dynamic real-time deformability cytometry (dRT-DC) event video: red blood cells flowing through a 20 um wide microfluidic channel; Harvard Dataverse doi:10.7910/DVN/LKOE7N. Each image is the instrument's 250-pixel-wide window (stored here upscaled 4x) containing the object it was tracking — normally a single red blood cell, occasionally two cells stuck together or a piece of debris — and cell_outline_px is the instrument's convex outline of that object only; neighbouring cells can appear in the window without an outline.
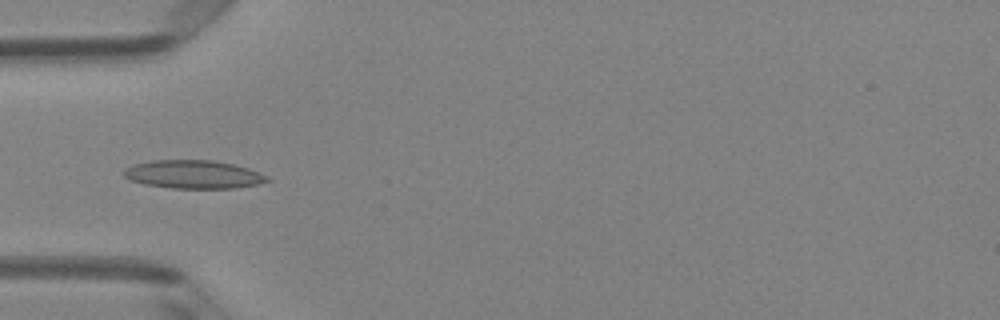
{"species": "Egyptian fruit bat (a non-hibernating species)", "species_latin": "Rousettus aegyptiacus", "temperature_condition": "room temperature", "stored_images_in_passage": 4, "camera_frame_rate_fps": 3000, "um_per_image_px": 0.085, "animal": {"sex": "female"}, "frame": {"image": 1, "passage_image": 4, "time_ms": 1.0, "image_size_px": [1000, 320], "cell_outline_px": [[272, 180], [256, 184], [232, 188], [172, 188], [144, 184], [128, 180], [124, 176], [124, 172], [132, 164], [152, 160], [212, 160], [232, 164], [248, 168], [268, 176]], "centroid_in_image_um": [16.42, 14.82], "position_along_channel_um": 68.6, "area_um2": 23.52}}